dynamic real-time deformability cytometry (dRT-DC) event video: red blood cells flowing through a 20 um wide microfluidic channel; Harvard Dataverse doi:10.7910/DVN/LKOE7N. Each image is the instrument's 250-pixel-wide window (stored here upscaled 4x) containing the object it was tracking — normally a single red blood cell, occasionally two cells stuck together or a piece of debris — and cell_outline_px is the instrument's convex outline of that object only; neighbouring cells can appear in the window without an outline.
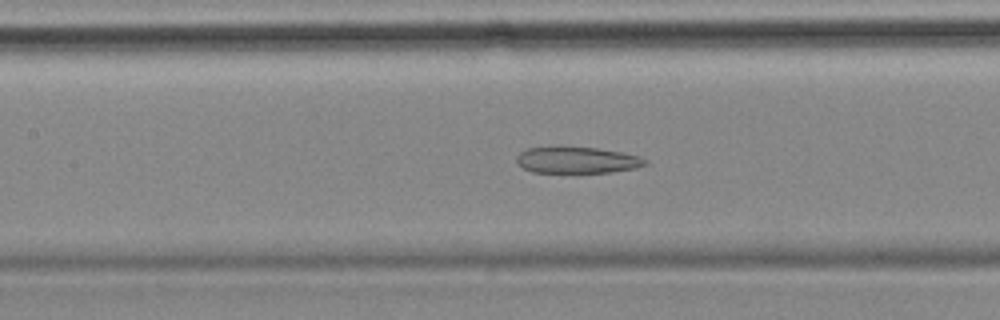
{"species": "common noctule bat (a hibernating species)", "species_latin": "Nyctalus noctula", "temperature_condition": "cold", "stored_images_in_passage": 46, "camera_frame_rate_fps": 3000, "um_per_image_px": 0.085, "animal": {"sex": "female", "body_mass_g": 18.4}, "frame": {"image": 1, "passage_image": 19, "time_ms": 6.0, "image_size_px": [1000, 320], "cell_outline_px": [[648, 164], [636, 168], [612, 172], [532, 172], [524, 168], [516, 160], [516, 156], [520, 152], [528, 148], [556, 144], [564, 144], [596, 148], [620, 152], [640, 156], [648, 160]], "centroid_in_image_um": [49.03, 13.56], "position_along_channel_um": 158.4, "area_um2": 20.46}}
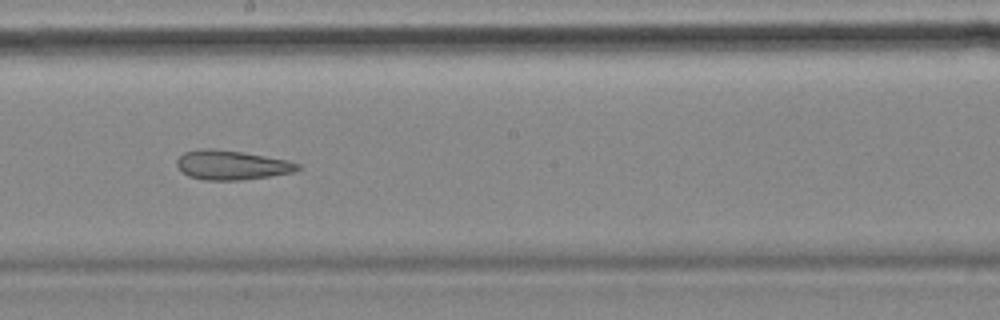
{"frame": {"image": 2, "passage_image": 25, "time_ms": 8.0, "image_size_px": [1000, 320], "cell_outline_px": [[300, 168], [292, 172], [268, 176], [240, 180], [204, 180], [188, 176], [176, 164], [176, 160], [184, 152], [200, 148], [212, 148], [240, 152], [288, 160], [300, 164]], "centroid_in_image_um": [19.66, 14.02], "position_along_channel_um": 228.5, "area_um2": 20.46}}
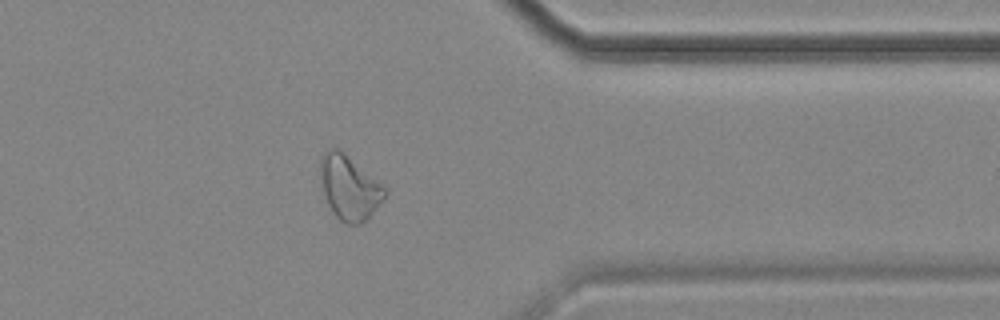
{"frame": {"image": 3, "passage_image": 39, "time_ms": 12.667, "image_size_px": [1000, 320], "cell_outline_px": [[388, 192], [372, 212], [360, 224], [344, 224], [332, 212], [328, 204], [324, 192], [320, 172], [320, 160], [324, 152], [332, 148], [336, 148], [344, 152], [388, 188]], "centroid_in_image_um": [29.7, 15.93], "position_along_channel_um": 381.7, "area_um2": 23.87}}